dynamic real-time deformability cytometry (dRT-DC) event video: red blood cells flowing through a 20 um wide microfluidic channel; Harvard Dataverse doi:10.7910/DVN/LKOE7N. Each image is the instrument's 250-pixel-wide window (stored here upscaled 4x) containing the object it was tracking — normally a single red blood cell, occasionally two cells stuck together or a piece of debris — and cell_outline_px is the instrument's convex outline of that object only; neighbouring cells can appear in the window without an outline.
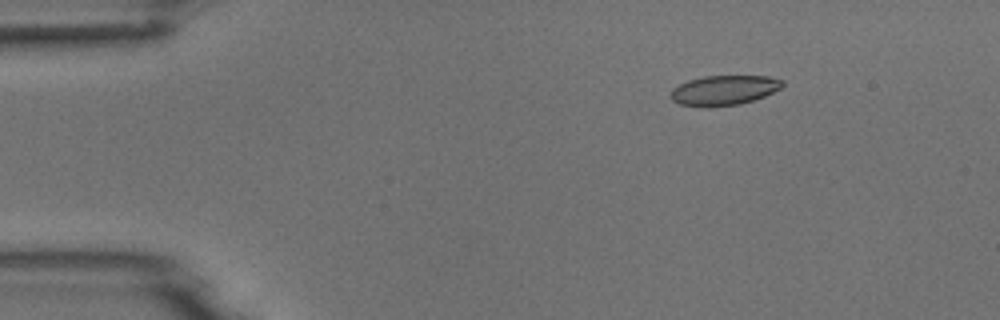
{"species": "common noctule bat (a hibernating species)", "species_latin": "Nyctalus noctula", "temperature_condition": "room temperature", "stored_images_in_passage": 6, "camera_frame_rate_fps": 3000, "um_per_image_px": 0.085, "animal": {"sex": "male", "body_mass_g": 18.8}, "frame": {"image": 1, "passage_image": 2, "time_ms": 2.0, "image_size_px": [1000, 320], "cell_outline_px": [[784, 84], [780, 88], [764, 96], [740, 104], [708, 108], [680, 104], [672, 100], [668, 96], [672, 88], [688, 80], [704, 76], [768, 76], [784, 80]], "centroid_in_image_um": [61.5, 7.68], "position_along_channel_um": 23.5, "area_um2": 19.59}}
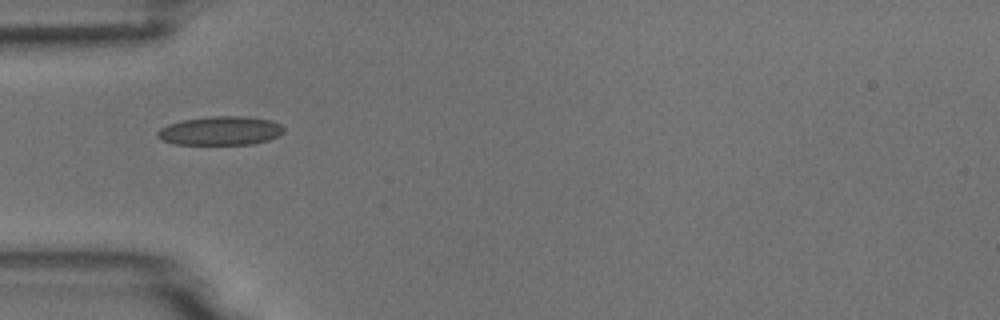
{"frame": {"image": 2, "passage_image": 4, "time_ms": 5.0, "image_size_px": [1000, 320], "cell_outline_px": [[284, 132], [268, 140], [252, 144], [176, 144], [164, 140], [156, 136], [156, 132], [160, 128], [168, 124], [184, 120], [212, 116], [244, 116], [272, 120], [280, 124], [284, 128]], "centroid_in_image_um": [18.75, 11.11], "position_along_channel_um": 66.3, "area_um2": 21.1}}